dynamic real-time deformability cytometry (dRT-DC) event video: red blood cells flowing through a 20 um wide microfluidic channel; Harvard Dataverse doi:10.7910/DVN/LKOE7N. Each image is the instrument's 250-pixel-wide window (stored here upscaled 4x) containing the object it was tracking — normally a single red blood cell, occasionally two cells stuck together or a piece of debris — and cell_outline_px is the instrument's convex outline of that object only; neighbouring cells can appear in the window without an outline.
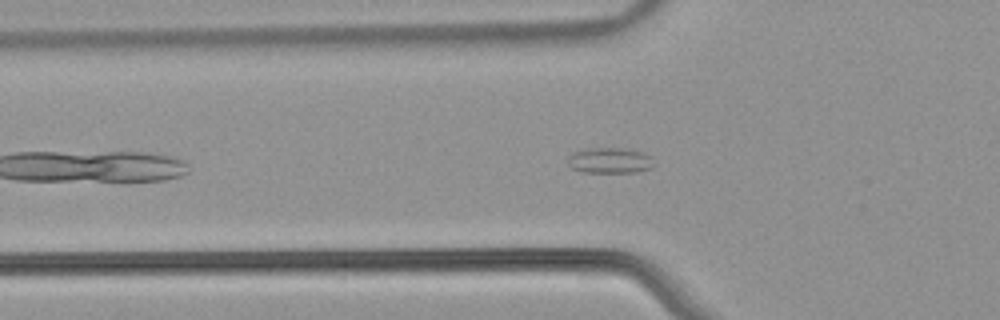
{"species": "common noctule bat (a hibernating species)", "species_latin": "Nyctalus noctula", "temperature_condition": "warm", "stored_images_in_passage": 45, "camera_frame_rate_fps": 3000, "um_per_image_px": 0.085, "animal": {"sex": "male", "body_mass_g": 21.5, "forearm_length_mm": 52.0}, "frame": {"image": 1, "passage_image": 8, "time_ms": 2.333, "image_size_px": [1000, 320], "cell_outline_px": [[656, 164], [652, 168], [640, 172], [580, 172], [572, 168], [568, 164], [568, 156], [572, 152], [588, 148], [628, 148], [644, 152]], "centroid_in_image_um": [51.85, 13.64], "position_along_channel_um": 74.0, "area_um2": 13.12}}
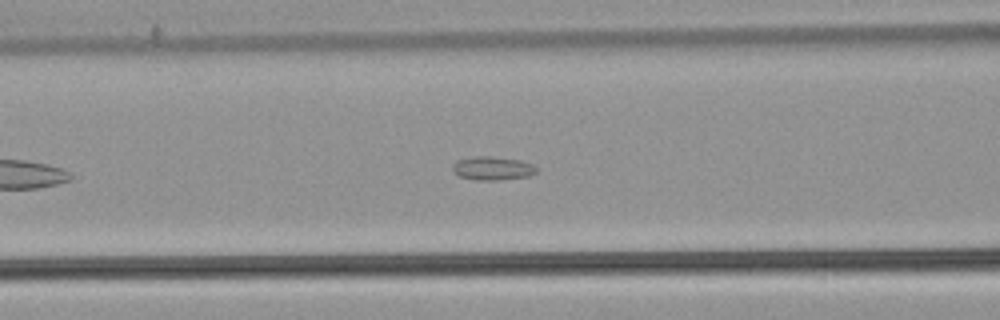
{"frame": {"image": 2, "passage_image": 12, "time_ms": 3.667, "image_size_px": [1000, 320], "cell_outline_px": [[536, 172], [528, 176], [500, 180], [476, 180], [460, 176], [452, 172], [452, 164], [456, 160], [472, 156], [488, 156], [520, 160], [532, 164], [536, 168]], "centroid_in_image_um": [41.81, 14.3], "position_along_channel_um": 124.8, "area_um2": 11.56}}
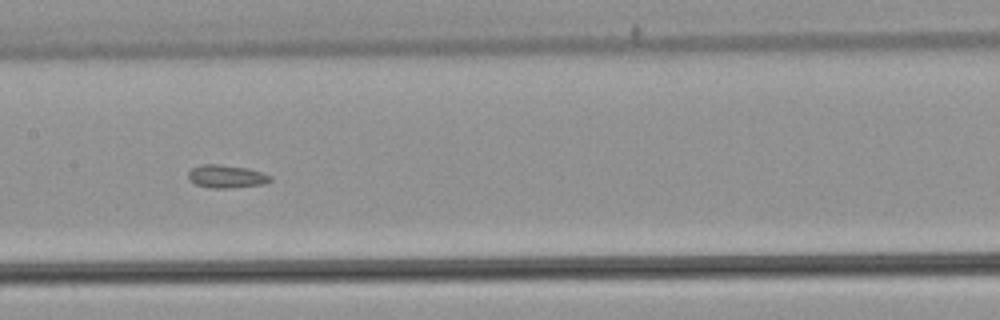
{"frame": {"image": 3, "passage_image": 17, "time_ms": 5.333, "image_size_px": [1000, 320], "cell_outline_px": [[272, 180], [264, 184], [228, 188], [212, 188], [196, 184], [188, 176], [188, 172], [192, 168], [204, 164], [220, 164], [248, 168], [264, 172], [272, 176]], "centroid_in_image_um": [19.3, 14.99], "position_along_channel_um": 188.1, "area_um2": 10.98}, "authors_computed_cell_mechanics": {"area_um2": 11.271, "velocity_mm_per_s": 3.8028, "shape_relaxation_time_tau1_ms": null, "shape_relaxation_time_tau2_ms": 4.7288, "deformation_change_tau1": null, "deformation_change_tau2": 0.1069}}